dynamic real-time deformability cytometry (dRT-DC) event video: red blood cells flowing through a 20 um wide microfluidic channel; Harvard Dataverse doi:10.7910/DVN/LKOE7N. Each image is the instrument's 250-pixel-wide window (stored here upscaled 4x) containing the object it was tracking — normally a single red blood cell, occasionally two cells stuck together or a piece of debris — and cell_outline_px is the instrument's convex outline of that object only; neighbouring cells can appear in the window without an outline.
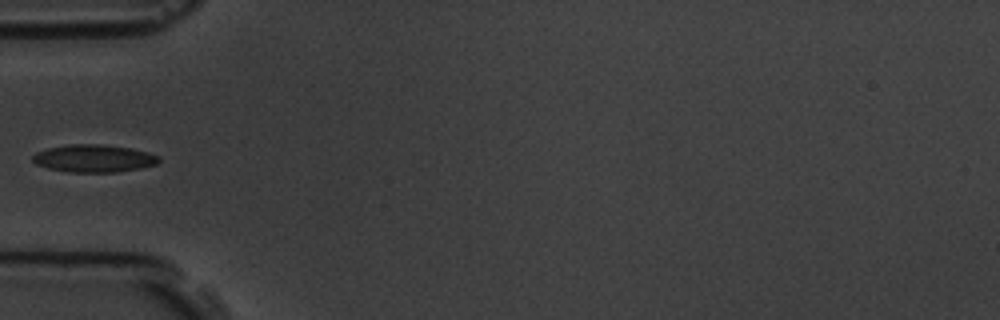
{"species": "common noctule bat (a hibernating species)", "species_latin": "Nyctalus noctula", "temperature_condition": "room temperature", "stored_images_in_passage": 5, "camera_frame_rate_fps": 3000, "um_per_image_px": 0.085, "animal": {"sex": "male", "body_mass_g": 19.5, "forearm_length_mm": 54.6}, "frame": {"image": 1, "passage_image": 4, "time_ms": 4.333, "image_size_px": [1000, 320], "cell_outline_px": [[160, 160], [156, 164], [140, 168], [116, 172], [68, 172], [48, 168], [36, 164], [32, 160], [32, 156], [36, 152], [48, 148], [72, 144], [100, 144], [132, 148], [148, 152], [160, 156]], "centroid_in_image_um": [7.98, 13.46], "position_along_channel_um": 77.0, "area_um2": 20.29}}
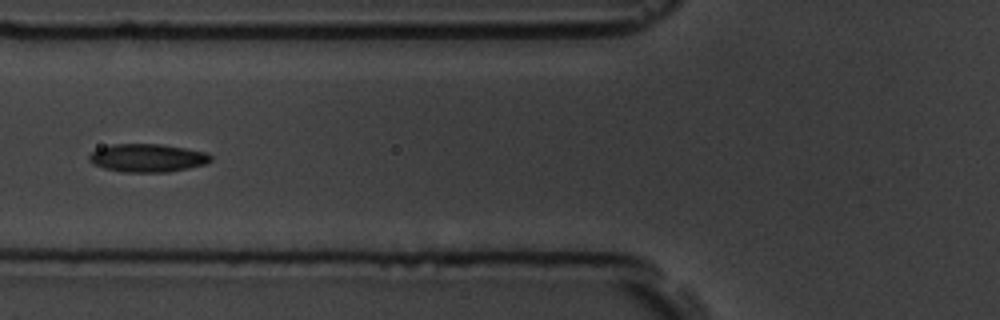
{"frame": {"image": 2, "passage_image": 5, "time_ms": 5.333, "image_size_px": [1000, 320], "cell_outline_px": [[212, 160], [208, 164], [168, 172], [124, 172], [104, 168], [92, 164], [88, 160], [88, 156], [92, 152], [100, 148], [112, 144], [160, 144], [208, 152], [212, 156]], "centroid_in_image_um": [12.56, 13.43], "position_along_channel_um": 113.2, "area_um2": 20.06}}